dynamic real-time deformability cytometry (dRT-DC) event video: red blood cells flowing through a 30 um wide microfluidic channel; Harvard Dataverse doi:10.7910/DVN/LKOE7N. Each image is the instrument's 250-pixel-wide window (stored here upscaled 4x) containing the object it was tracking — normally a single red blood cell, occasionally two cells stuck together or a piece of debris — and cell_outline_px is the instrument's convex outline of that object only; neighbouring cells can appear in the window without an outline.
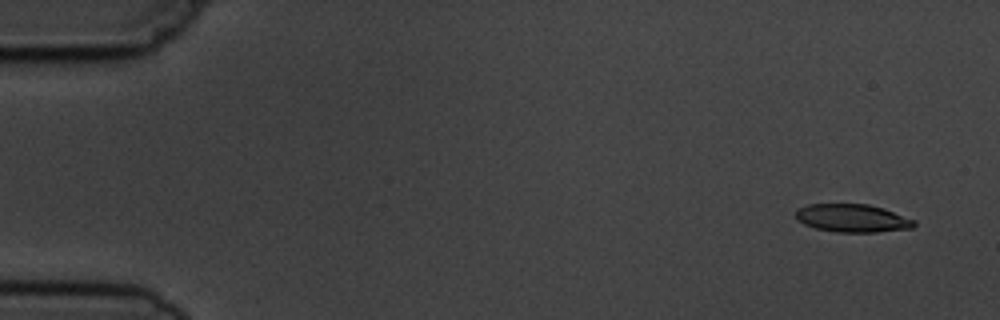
{"species": "common noctule bat (a hibernating species)", "species_latin": "Nyctalus noctula", "temperature_condition": "cold", "stored_images_in_passage": 4, "camera_frame_rate_fps": 3000, "um_per_image_px": 0.085, "animal": {"sex": "male", "body_mass_g": 19.5, "forearm_length_mm": 54.6}, "frame": {"image": 1, "passage_image": 1, "time_ms": 0.0, "image_size_px": [1000, 320], "cell_outline_px": [[916, 224], [912, 228], [876, 232], [836, 232], [816, 228], [804, 224], [796, 220], [796, 212], [800, 208], [808, 204], [868, 204], [884, 208], [916, 220]], "centroid_in_image_um": [72.48, 18.54], "position_along_channel_um": 12.5, "area_um2": 19.36}}
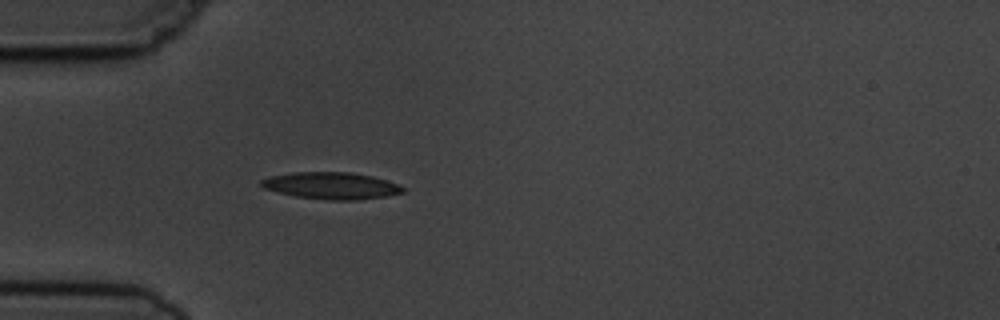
{"frame": {"image": 2, "passage_image": 4, "time_ms": 4.333, "image_size_px": [1000, 320], "cell_outline_px": [[404, 192], [388, 196], [356, 200], [328, 200], [296, 196], [264, 188], [260, 184], [260, 180], [272, 176], [292, 172], [352, 172], [372, 176], [400, 184], [404, 188]], "centroid_in_image_um": [28.21, 15.78], "position_along_channel_um": 56.8, "area_um2": 22.14}}